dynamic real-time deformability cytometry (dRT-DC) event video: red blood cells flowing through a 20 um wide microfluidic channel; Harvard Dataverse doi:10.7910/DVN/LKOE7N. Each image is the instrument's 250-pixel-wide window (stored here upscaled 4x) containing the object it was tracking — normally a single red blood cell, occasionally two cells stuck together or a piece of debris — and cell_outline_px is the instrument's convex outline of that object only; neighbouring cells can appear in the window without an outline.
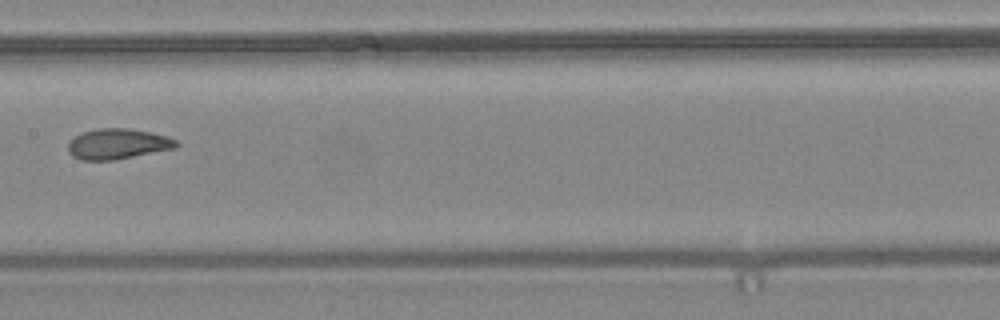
{"species": "common noctule bat (a hibernating species)", "species_latin": "Nyctalus noctula", "temperature_condition": "warm", "stored_images_in_passage": 14, "camera_frame_rate_fps": 3000, "um_per_image_px": 0.085, "animal": {"sex": "female", "body_mass_g": 24.6, "forearm_length_mm": 56.2}, "frame": {"image": 1, "passage_image": 7, "time_ms": 2.0, "image_size_px": [1000, 320], "cell_outline_px": [[180, 144], [176, 148], [112, 160], [80, 160], [72, 156], [68, 152], [68, 144], [76, 136], [84, 132], [100, 128], [128, 128], [152, 132], [168, 136], [176, 140]], "centroid_in_image_um": [10.03, 12.23], "position_along_channel_um": 197.4, "area_um2": 19.13}}
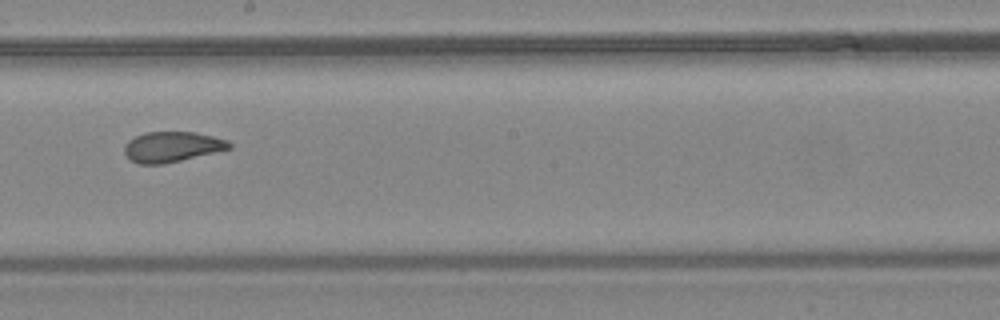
{"frame": {"image": 2, "passage_image": 8, "time_ms": 2.333, "image_size_px": [1000, 320], "cell_outline_px": [[232, 148], [216, 152], [164, 164], [140, 164], [132, 160], [124, 152], [124, 144], [128, 140], [144, 132], [196, 132], [228, 140], [232, 144]], "centroid_in_image_um": [14.63, 12.47], "position_along_channel_um": 233.6, "area_um2": 18.55}}
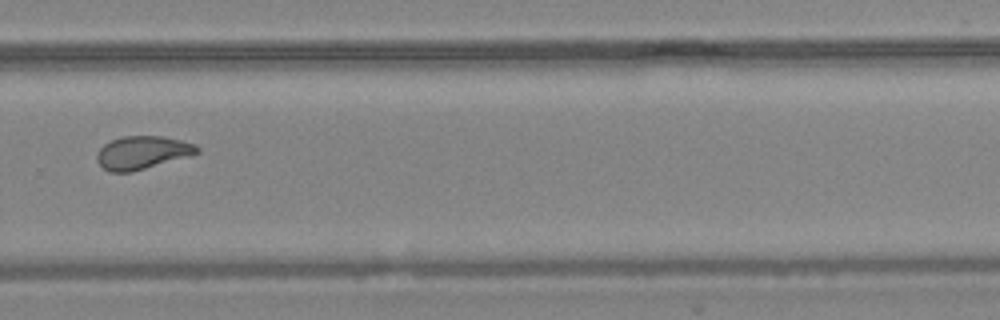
{"frame": {"image": 3, "passage_image": 10, "time_ms": 3.0, "image_size_px": [1000, 320], "cell_outline_px": [[200, 152], [188, 156], [132, 172], [108, 172], [96, 160], [96, 152], [104, 144], [112, 140], [124, 136], [164, 136], [196, 144], [200, 148]], "centroid_in_image_um": [12.09, 12.97], "position_along_channel_um": 317.7, "area_um2": 19.31}}